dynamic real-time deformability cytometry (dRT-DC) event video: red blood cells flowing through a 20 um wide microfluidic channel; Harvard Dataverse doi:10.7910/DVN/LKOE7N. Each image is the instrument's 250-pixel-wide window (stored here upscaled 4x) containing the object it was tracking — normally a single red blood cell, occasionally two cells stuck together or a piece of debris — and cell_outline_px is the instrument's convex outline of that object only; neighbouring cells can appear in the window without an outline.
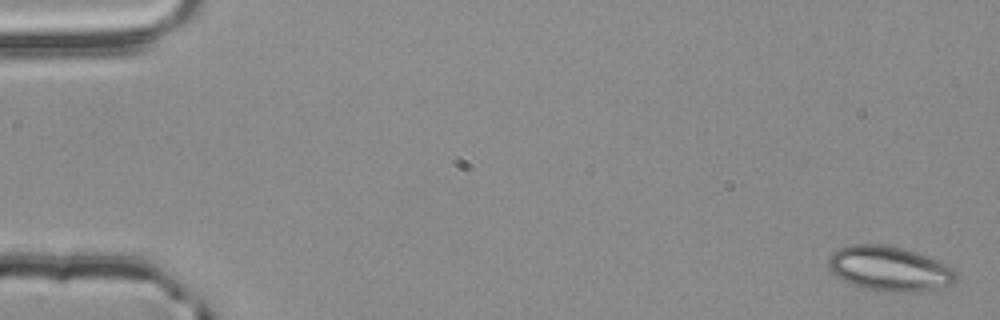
{"species": "common noctule bat (a hibernating species)", "species_latin": "Nyctalus noctula", "temperature_condition": "room temperature", "stored_images_in_passage": 3, "camera_frame_rate_fps": 3000, "um_per_image_px": 0.085, "animal": {"sex": "male", "body_mass_g": 20.4}, "frame": {"image": 1, "passage_image": 1, "time_ms": 0.0, "image_size_px": [1000, 320], "cell_outline_px": [[956, 280], [952, 284], [936, 288], [916, 292], [880, 292], [864, 288], [852, 284], [836, 276], [828, 268], [828, 260], [832, 252], [848, 244], [884, 244], [904, 248], [940, 260], [952, 268], [956, 272]], "centroid_in_image_um": [75.6, 22.83], "position_along_channel_um": 9.4, "area_um2": 33.64}}